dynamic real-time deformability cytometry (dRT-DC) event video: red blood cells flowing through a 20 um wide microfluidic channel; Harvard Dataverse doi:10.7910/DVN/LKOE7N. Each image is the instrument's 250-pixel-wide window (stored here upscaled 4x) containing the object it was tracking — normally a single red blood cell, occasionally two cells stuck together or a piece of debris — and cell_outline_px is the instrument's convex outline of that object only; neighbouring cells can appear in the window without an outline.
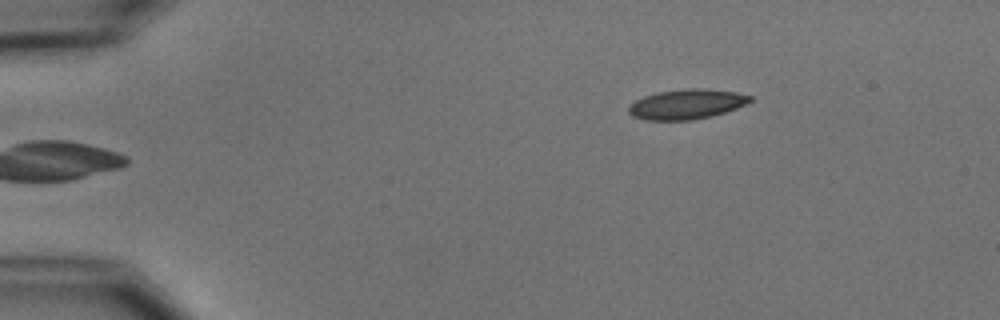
{"species": "common noctule bat (a hibernating species)", "species_latin": "Nyctalus noctula", "temperature_condition": "cold", "stored_images_in_passage": 5, "camera_frame_rate_fps": 3000, "um_per_image_px": 0.085, "animal": {"sex": "male", "body_mass_g": 15.6}, "frame": {"image": 1, "passage_image": 5, "time_ms": 5.667, "image_size_px": [1000, 320], "cell_outline_px": [[752, 100], [736, 108], [712, 116], [692, 120], [644, 120], [632, 116], [628, 112], [628, 104], [644, 96], [656, 92], [688, 88], [700, 88], [736, 92], [752, 96]], "centroid_in_image_um": [58.32, 8.86], "position_along_channel_um": 26.7, "area_um2": 21.21}}